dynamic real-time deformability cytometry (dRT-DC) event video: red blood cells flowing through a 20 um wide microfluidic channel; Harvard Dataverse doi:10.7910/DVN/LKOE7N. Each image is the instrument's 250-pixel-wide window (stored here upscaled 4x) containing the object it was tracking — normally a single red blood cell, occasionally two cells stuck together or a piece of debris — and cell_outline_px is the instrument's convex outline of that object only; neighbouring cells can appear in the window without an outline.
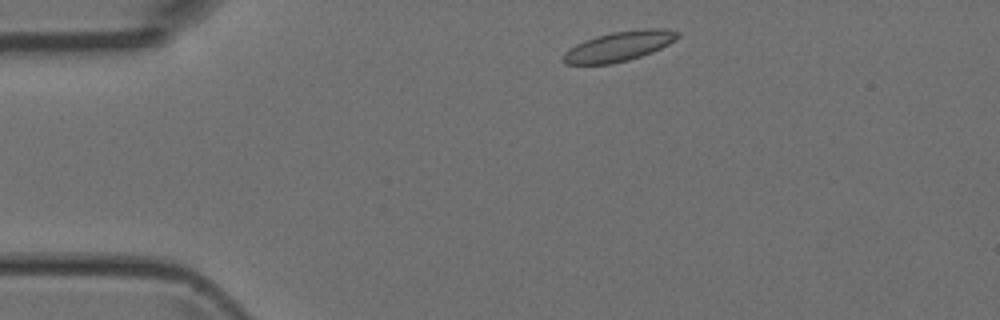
{"species": "Egyptian fruit bat (a non-hibernating species)", "species_latin": "Rousettus aegyptiacus", "temperature_condition": "room temperature", "stored_images_in_passage": 3, "camera_frame_rate_fps": 3000, "um_per_image_px": 0.085, "animal": {"sex": "female"}, "frame": {"image": 1, "passage_image": 1, "time_ms": 0.0, "image_size_px": [1000, 320], "cell_outline_px": [[680, 36], [676, 40], [652, 52], [628, 60], [612, 64], [564, 64], [560, 60], [560, 56], [568, 48], [584, 40], [596, 36], [612, 32], [644, 28], [668, 28], [680, 32]], "centroid_in_image_um": [52.59, 3.93], "position_along_channel_um": 32.4, "area_um2": 20.23}}
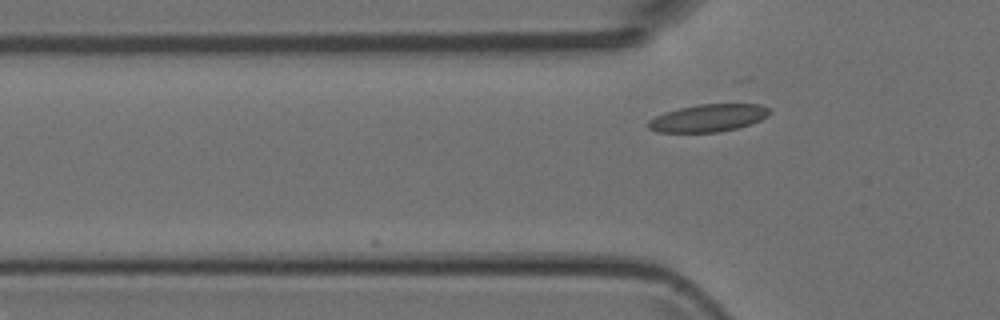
{"frame": {"image": 2, "passage_image": 3, "time_ms": 2.0, "image_size_px": [1000, 320], "cell_outline_px": [[772, 112], [768, 116], [760, 120], [736, 128], [720, 132], [656, 132], [648, 128], [644, 124], [648, 120], [664, 112], [680, 108], [700, 104], [760, 104], [768, 108]], "centroid_in_image_um": [60.16, 10.03], "position_along_channel_um": 65.6, "area_um2": 19.48}}